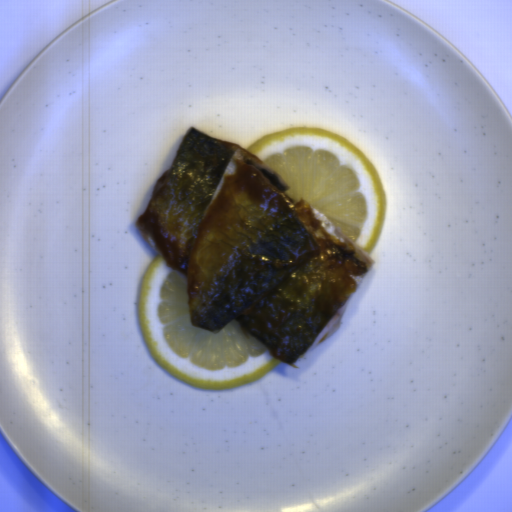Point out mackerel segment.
I'll list each match as a JSON object with an SVG mask.
<instances>
[{"label": "mackerel segment", "instance_id": "mackerel-segment-1", "mask_svg": "<svg viewBox=\"0 0 512 512\" xmlns=\"http://www.w3.org/2000/svg\"><path fill=\"white\" fill-rule=\"evenodd\" d=\"M289 187L241 146L189 128L136 226L184 280L192 326L236 320L297 366L376 263Z\"/></svg>", "mask_w": 512, "mask_h": 512}]
</instances>
